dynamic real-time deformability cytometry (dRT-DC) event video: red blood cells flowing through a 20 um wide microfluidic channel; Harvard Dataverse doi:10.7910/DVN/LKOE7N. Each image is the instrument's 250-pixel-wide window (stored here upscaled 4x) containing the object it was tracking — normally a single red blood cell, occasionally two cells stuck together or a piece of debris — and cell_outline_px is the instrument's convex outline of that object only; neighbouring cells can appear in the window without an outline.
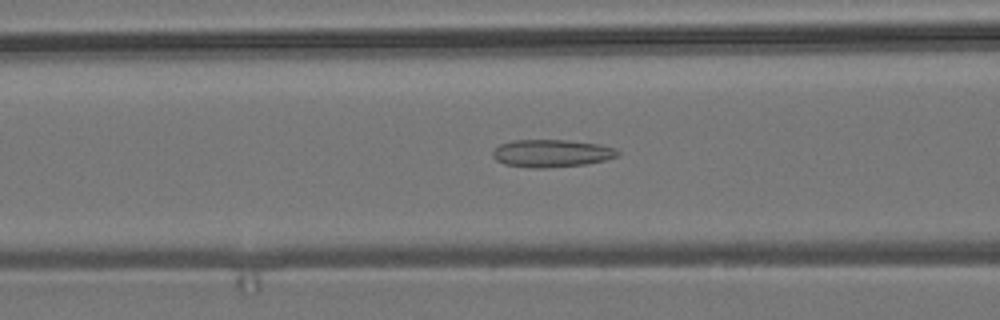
{"species": "common noctule bat (a hibernating species)", "species_latin": "Nyctalus noctula", "temperature_condition": "room temperature", "stored_images_in_passage": 47, "camera_frame_rate_fps": 3000, "um_per_image_px": 0.085, "animal": {"sex": "male", "body_mass_g": 19.2, "forearm_length_mm": 51.8}, "frame": {"image": 1, "passage_image": 19, "time_ms": 6.0, "image_size_px": [1000, 320], "cell_outline_px": [[620, 156], [588, 164], [548, 168], [532, 168], [504, 164], [496, 160], [492, 156], [492, 152], [500, 144], [512, 140], [568, 140], [600, 144], [616, 148], [620, 152]], "centroid_in_image_um": [46.91, 13.03], "position_along_channel_um": 119.7, "area_um2": 20.35}}
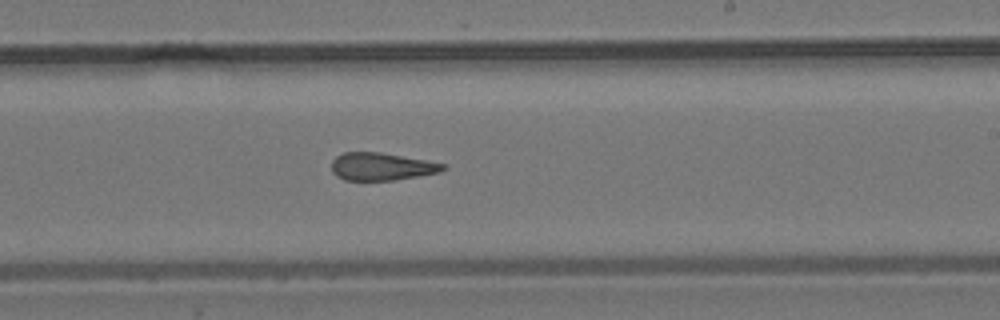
{"frame": {"image": 2, "passage_image": 30, "time_ms": 9.667, "image_size_px": [1000, 320], "cell_outline_px": [[448, 168], [440, 172], [392, 180], [344, 180], [336, 176], [332, 172], [332, 160], [336, 156], [344, 152], [380, 152], [448, 164]], "centroid_in_image_um": [32.43, 14.15], "position_along_channel_um": 256.6, "area_um2": 17.98}}
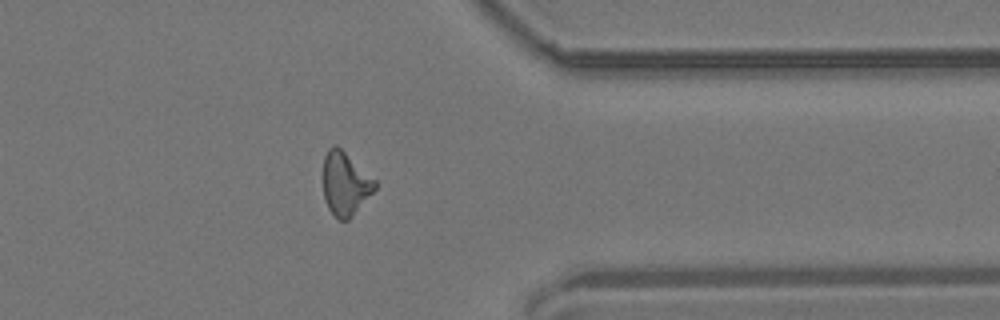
{"frame": {"image": 3, "passage_image": 41, "time_ms": 13.333, "image_size_px": [1000, 320], "cell_outline_px": [[376, 188], [352, 216], [348, 220], [340, 220], [328, 208], [324, 200], [324, 156], [328, 148], [332, 144], [336, 144], [376, 180]], "centroid_in_image_um": [29.34, 15.59], "position_along_channel_um": 382.1, "area_um2": 18.9}, "authors_computed_cell_mechanics": {"area_um2": 19.2474, "velocity_mm_per_s": 3.7295, "shape_relaxation_time_tau1_ms": null, "shape_relaxation_time_tau2_ms": 3.5127, "deformation_change_tau1": null, "deformation_change_tau2": 0.1335}}